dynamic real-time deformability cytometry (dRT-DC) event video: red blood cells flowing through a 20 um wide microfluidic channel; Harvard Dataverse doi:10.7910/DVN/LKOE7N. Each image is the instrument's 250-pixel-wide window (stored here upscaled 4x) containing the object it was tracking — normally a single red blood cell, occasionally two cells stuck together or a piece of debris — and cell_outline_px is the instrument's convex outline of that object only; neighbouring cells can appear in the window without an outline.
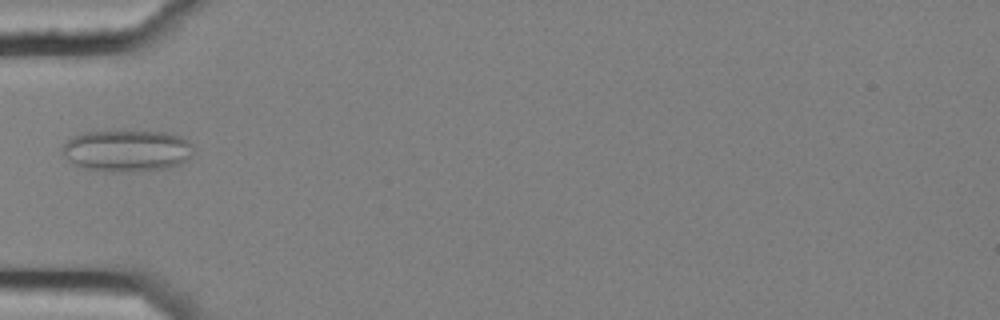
{"species": "common noctule bat (a hibernating species)", "species_latin": "Nyctalus noctula", "temperature_condition": "cold", "stored_images_in_passage": 4, "camera_frame_rate_fps": 3000, "um_per_image_px": 0.085, "animal": {"sex": "female", "body_mass_g": 25.1}, "frame": {"image": 1, "passage_image": 2, "time_ms": 0.333, "image_size_px": [1000, 320], "cell_outline_px": [[192, 156], [188, 160], [180, 164], [164, 168], [120, 172], [104, 172], [84, 168], [68, 160], [64, 156], [64, 144], [68, 140], [84, 132], [164, 132], [180, 136], [188, 140], [192, 144]], "centroid_in_image_um": [10.82, 12.82], "position_along_channel_um": 74.2, "area_um2": 31.44}}
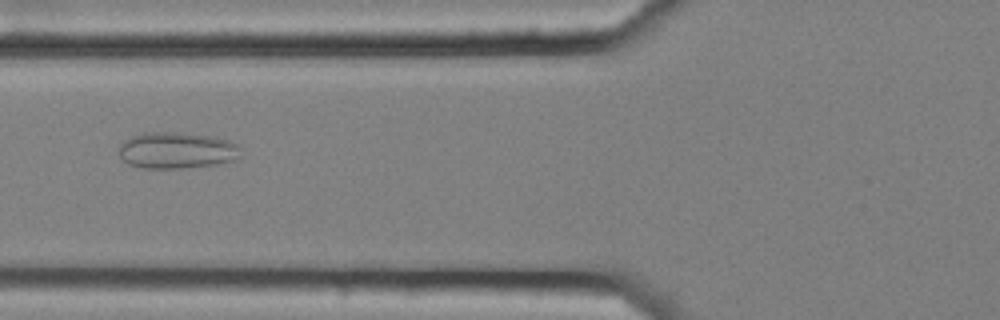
{"frame": {"image": 2, "passage_image": 3, "time_ms": 0.667, "image_size_px": [1000, 320], "cell_outline_px": [[240, 160], [216, 164], [180, 168], [144, 168], [128, 164], [120, 156], [120, 144], [124, 140], [132, 136], [144, 132], [172, 132], [216, 136], [240, 144]], "centroid_in_image_um": [15.08, 12.77], "position_along_channel_um": 110.7, "area_um2": 26.13}}